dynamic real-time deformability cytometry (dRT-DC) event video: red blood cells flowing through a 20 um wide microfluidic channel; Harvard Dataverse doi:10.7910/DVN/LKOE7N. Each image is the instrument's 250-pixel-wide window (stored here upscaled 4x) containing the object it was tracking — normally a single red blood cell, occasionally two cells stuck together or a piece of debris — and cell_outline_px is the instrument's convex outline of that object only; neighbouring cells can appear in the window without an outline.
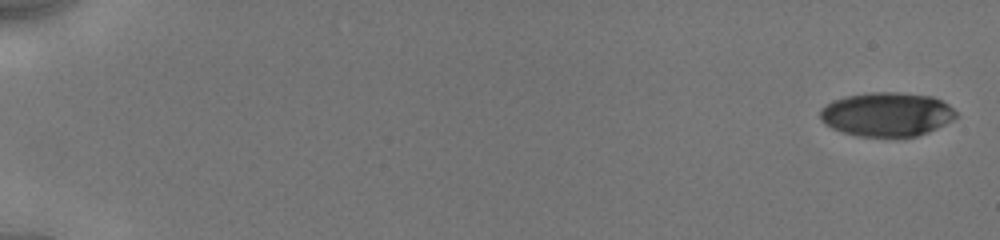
{"species": "human", "species_latin": "Homo sapiens", "temperature_condition": "cold", "stored_images_in_passage": 11, "camera_frame_rate_fps": 3000, "um_per_image_px": 0.085, "donor": {"sex": "male"}, "frame": {"image": 1, "passage_image": 1, "time_ms": 0.0, "image_size_px": [1000, 240], "cell_outline_px": [[956, 116], [952, 120], [928, 132], [916, 136], [856, 136], [832, 128], [824, 124], [820, 120], [820, 108], [832, 100], [848, 96], [872, 92], [896, 92], [932, 96], [948, 104], [956, 112]], "centroid_in_image_um": [75.34, 9.71], "position_along_channel_um": 9.7, "area_um2": 34.68}}
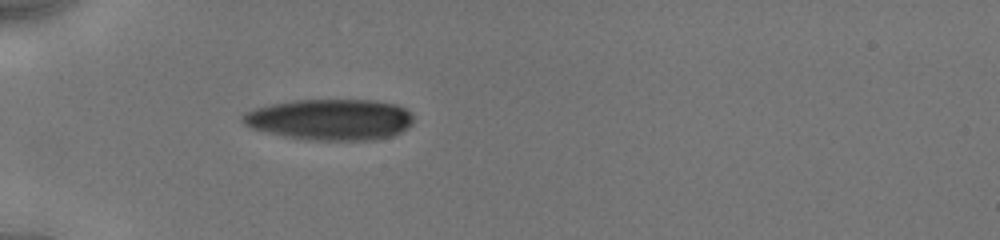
{"frame": {"image": 2, "passage_image": 7, "time_ms": 5.667, "image_size_px": [1000, 240], "cell_outline_px": [[412, 124], [408, 128], [392, 136], [376, 140], [316, 140], [284, 136], [252, 128], [244, 124], [240, 120], [244, 112], [256, 108], [272, 104], [296, 100], [376, 100], [396, 104], [404, 108], [412, 116]], "centroid_in_image_um": [28.08, 10.16], "position_along_channel_um": 56.9, "area_um2": 40.81}}
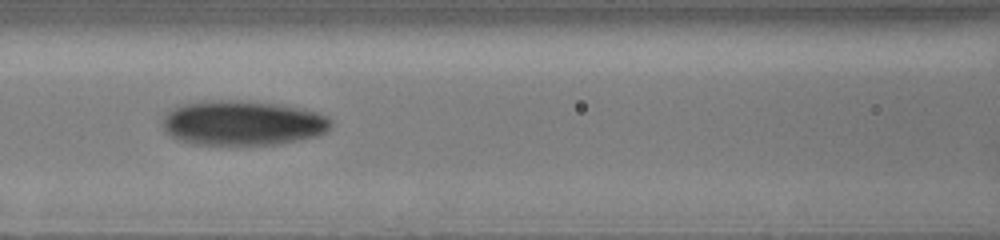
{"frame": {"image": 3, "passage_image": 10, "time_ms": 8.333, "image_size_px": [1000, 240], "cell_outline_px": [[332, 124], [324, 132], [316, 136], [276, 144], [192, 144], [180, 140], [164, 132], [164, 116], [172, 108], [184, 104], [204, 100], [240, 100], [276, 104], [316, 112], [328, 116], [332, 120]], "centroid_in_image_um": [20.6, 10.44], "position_along_channel_um": 146.0, "area_um2": 43.58}}